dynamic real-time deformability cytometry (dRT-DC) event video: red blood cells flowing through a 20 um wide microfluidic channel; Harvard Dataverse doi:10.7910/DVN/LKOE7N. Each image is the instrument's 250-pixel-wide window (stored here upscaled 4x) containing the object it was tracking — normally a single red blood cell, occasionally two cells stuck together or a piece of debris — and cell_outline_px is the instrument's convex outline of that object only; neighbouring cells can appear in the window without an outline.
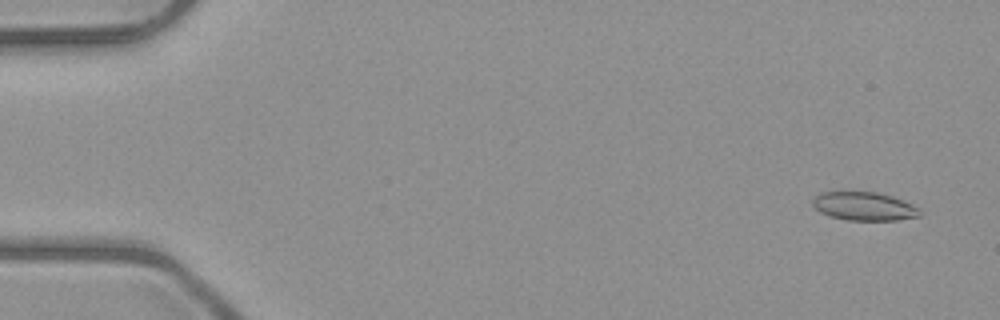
{"species": "common noctule bat (a hibernating species)", "species_latin": "Nyctalus noctula", "temperature_condition": "room temperature", "stored_images_in_passage": 5, "camera_frame_rate_fps": 3000, "um_per_image_px": 0.085, "animal": {"sex": "male", "body_mass_g": 23.1, "forearm_length_mm": 52.7}, "frame": {"image": 1, "passage_image": 1, "time_ms": 0.0, "image_size_px": [1000, 320], "cell_outline_px": [[920, 216], [896, 220], [848, 220], [832, 216], [820, 212], [812, 204], [812, 200], [820, 192], [876, 192], [892, 196], [920, 208]], "centroid_in_image_um": [73.45, 17.53], "position_along_channel_um": 11.5, "area_um2": 17.57}}